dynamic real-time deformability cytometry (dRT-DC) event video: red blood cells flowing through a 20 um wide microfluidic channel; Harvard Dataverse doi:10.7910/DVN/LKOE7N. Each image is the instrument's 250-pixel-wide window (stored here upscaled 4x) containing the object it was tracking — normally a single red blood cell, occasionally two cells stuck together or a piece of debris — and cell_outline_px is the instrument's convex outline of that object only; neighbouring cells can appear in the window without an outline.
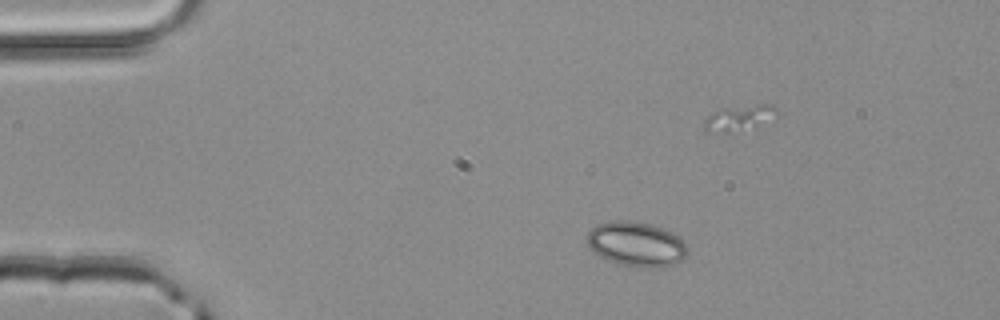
{"species": "common noctule bat (a hibernating species)", "species_latin": "Nyctalus noctula", "temperature_condition": "room temperature", "stored_images_in_passage": 3, "camera_frame_rate_fps": 3000, "um_per_image_px": 0.085, "animal": {"sex": "male", "body_mass_g": 20.4}, "frame": {"image": 1, "passage_image": 1, "time_ms": 0.0, "image_size_px": [1000, 320], "cell_outline_px": [[688, 252], [676, 264], [664, 268], [644, 268], [616, 264], [604, 260], [592, 252], [588, 244], [588, 232], [596, 224], [612, 220], [636, 220], [652, 224], [664, 228], [680, 236], [684, 240], [688, 248]], "centroid_in_image_um": [54.1, 20.75], "position_along_channel_um": 30.9, "area_um2": 27.05}}